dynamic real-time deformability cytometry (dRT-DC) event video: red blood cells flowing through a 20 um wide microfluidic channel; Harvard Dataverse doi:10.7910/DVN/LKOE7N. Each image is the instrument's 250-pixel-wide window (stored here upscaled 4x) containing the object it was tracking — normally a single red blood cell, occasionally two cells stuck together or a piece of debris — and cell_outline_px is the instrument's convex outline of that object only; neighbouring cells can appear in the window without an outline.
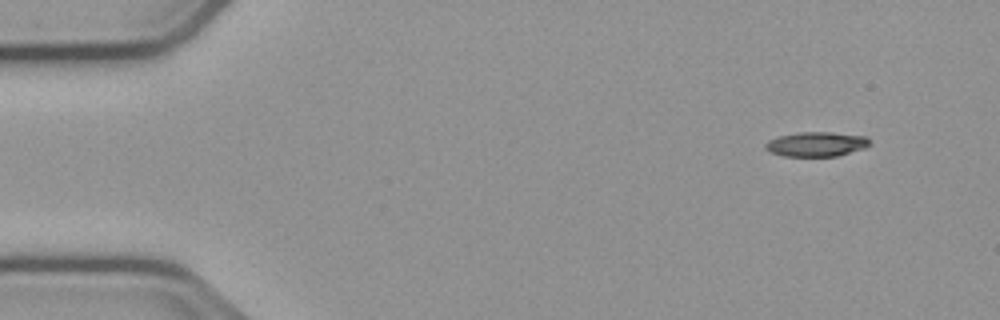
{"species": "common noctule bat (a hibernating species)", "species_latin": "Nyctalus noctula", "temperature_condition": "cold", "stored_images_in_passage": 50, "camera_frame_rate_fps": 3000, "um_per_image_px": 0.085, "animal": {"sex": "male", "body_mass_g": 23.1, "forearm_length_mm": 52.7}, "frame": {"image": 1, "passage_image": 1, "time_ms": 0.0, "image_size_px": [1000, 320], "cell_outline_px": [[872, 144], [864, 148], [836, 156], [784, 156], [768, 152], [764, 148], [764, 144], [768, 140], [780, 136], [800, 132], [832, 132], [864, 136]], "centroid_in_image_um": [69.35, 12.25], "position_along_channel_um": 15.7, "area_um2": 14.91}}
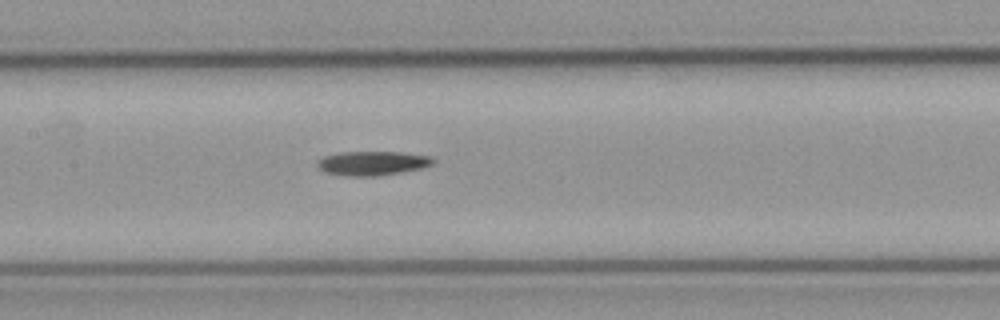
{"frame": {"image": 2, "passage_image": 22, "time_ms": 7.0, "image_size_px": [1000, 320], "cell_outline_px": [[436, 160], [432, 164], [424, 168], [376, 176], [348, 176], [324, 172], [316, 164], [324, 156], [340, 152], [400, 152], [432, 156]], "centroid_in_image_um": [31.7, 13.87], "position_along_channel_um": 175.7, "area_um2": 16.3}}
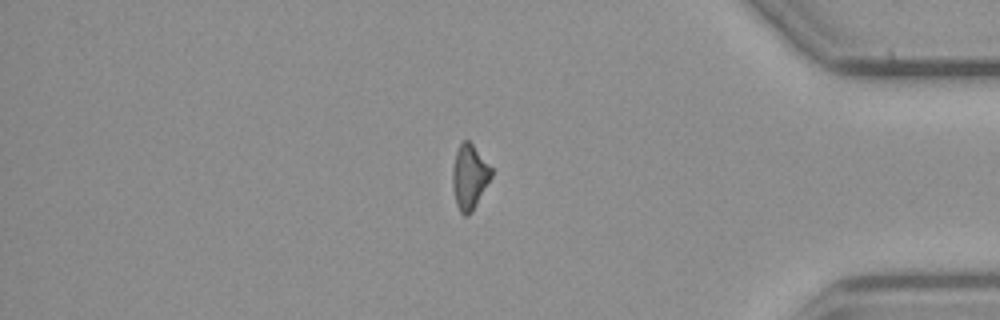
{"frame": {"image": 3, "passage_image": 42, "time_ms": 13.667, "image_size_px": [1000, 320], "cell_outline_px": [[492, 176], [472, 212], [468, 216], [464, 216], [460, 212], [456, 204], [452, 184], [452, 168], [456, 152], [460, 144], [464, 140], [468, 140], [472, 144], [492, 168]], "centroid_in_image_um": [39.89, 15.05], "position_along_channel_um": 395.3, "area_um2": 14.57}}